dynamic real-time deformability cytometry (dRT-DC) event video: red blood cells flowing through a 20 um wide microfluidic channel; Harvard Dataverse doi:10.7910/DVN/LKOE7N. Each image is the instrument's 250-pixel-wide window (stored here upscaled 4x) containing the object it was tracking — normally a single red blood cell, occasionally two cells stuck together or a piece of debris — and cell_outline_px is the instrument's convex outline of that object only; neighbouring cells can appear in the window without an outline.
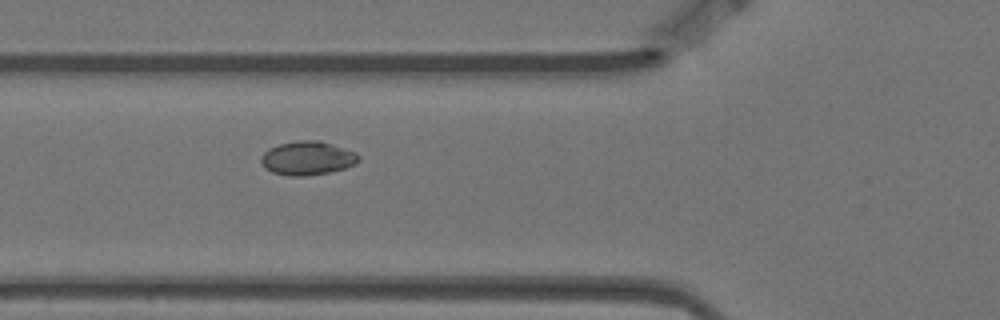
{"species": "Egyptian fruit bat (a non-hibernating species)", "species_latin": "Rousettus aegyptiacus", "temperature_condition": "warm", "stored_images_in_passage": 6, "camera_frame_rate_fps": 3000, "um_per_image_px": 0.085, "animal": {"sex": "female"}, "frame": {"image": 1, "passage_image": 6, "time_ms": 1.667, "image_size_px": [1000, 320], "cell_outline_px": [[360, 160], [356, 164], [344, 168], [328, 172], [308, 176], [288, 176], [272, 172], [264, 168], [260, 160], [260, 156], [268, 148], [280, 144], [300, 140], [320, 140], [356, 152], [360, 156]], "centroid_in_image_um": [26.12, 13.44], "position_along_channel_um": 99.7, "area_um2": 19.36}}